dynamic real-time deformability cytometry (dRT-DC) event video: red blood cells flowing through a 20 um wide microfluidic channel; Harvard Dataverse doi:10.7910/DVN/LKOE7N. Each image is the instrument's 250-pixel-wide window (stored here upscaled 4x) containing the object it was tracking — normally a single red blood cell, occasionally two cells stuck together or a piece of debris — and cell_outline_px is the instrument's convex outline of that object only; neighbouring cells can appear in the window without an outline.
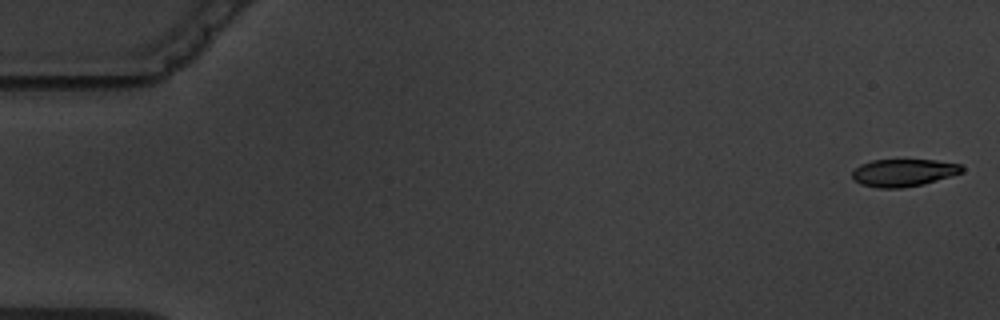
{"species": "common noctule bat (a hibernating species)", "species_latin": "Nyctalus noctula", "temperature_condition": "warm", "stored_images_in_passage": 5, "segment_of_instrument_passage": [2, 2], "camera_frame_rate_fps": 3000, "um_per_image_px": 0.085, "animal": {"sex": "male", "body_mass_g": 19.5, "forearm_length_mm": 54.6}, "frame": {"image": 1, "passage_image": 5, "time_ms": 4.667, "image_size_px": [1000, 320], "cell_outline_px": [[964, 172], [924, 184], [900, 188], [876, 188], [860, 184], [852, 180], [852, 172], [860, 164], [872, 160], [936, 160], [960, 164], [964, 168]], "centroid_in_image_um": [76.78, 14.68], "position_along_channel_um": 8.2, "area_um2": 17.69}}